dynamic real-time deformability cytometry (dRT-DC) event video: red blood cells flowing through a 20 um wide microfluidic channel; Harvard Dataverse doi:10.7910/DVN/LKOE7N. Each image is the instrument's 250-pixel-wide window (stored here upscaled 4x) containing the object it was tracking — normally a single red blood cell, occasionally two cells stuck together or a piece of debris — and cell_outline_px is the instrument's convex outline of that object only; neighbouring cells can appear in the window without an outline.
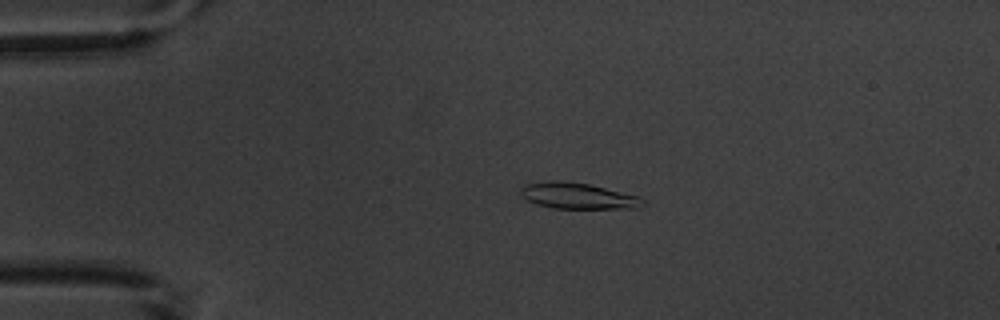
{"species": "common noctule bat (a hibernating species)", "species_latin": "Nyctalus noctula", "temperature_condition": "warm", "stored_images_in_passage": 3, "camera_frame_rate_fps": 3000, "um_per_image_px": 0.085, "animal": {"sex": "male", "body_mass_g": 20.1, "forearm_length_mm": 53.5}, "frame": {"image": 1, "passage_image": 2, "time_ms": 1.0, "image_size_px": [1000, 320], "cell_outline_px": [[644, 204], [640, 208], [552, 208], [536, 204], [528, 200], [520, 192], [520, 188], [524, 184], [548, 180], [556, 180], [588, 184], [636, 196], [644, 200]], "centroid_in_image_um": [49.06, 16.65], "position_along_channel_um": 35.9, "area_um2": 18.26}}